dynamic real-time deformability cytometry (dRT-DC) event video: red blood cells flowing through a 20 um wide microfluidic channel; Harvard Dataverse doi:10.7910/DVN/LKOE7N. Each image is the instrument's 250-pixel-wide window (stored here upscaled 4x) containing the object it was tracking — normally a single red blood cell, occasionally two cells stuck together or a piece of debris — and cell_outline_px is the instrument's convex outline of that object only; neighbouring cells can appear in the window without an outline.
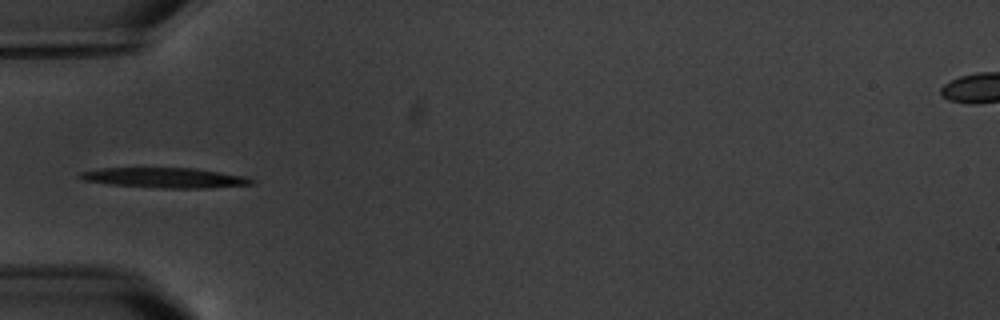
{"species": "common noctule bat (a hibernating species)", "species_latin": "Nyctalus noctula", "temperature_condition": "warm", "stored_images_in_passage": 8, "camera_frame_rate_fps": 3000, "um_per_image_px": 0.085, "animal": {"sex": "male", "body_mass_g": 20.1, "forearm_length_mm": 53.5}, "frame": {"image": 1, "passage_image": 6, "time_ms": 6.0, "image_size_px": [1000, 320], "cell_outline_px": [[256, 180], [252, 184], [212, 188], [160, 188], [108, 184], [84, 180], [76, 176], [80, 172], [100, 168], [196, 168], [244, 176]], "centroid_in_image_um": [14.01, 15.11], "position_along_channel_um": 71.0, "area_um2": 20.17}}
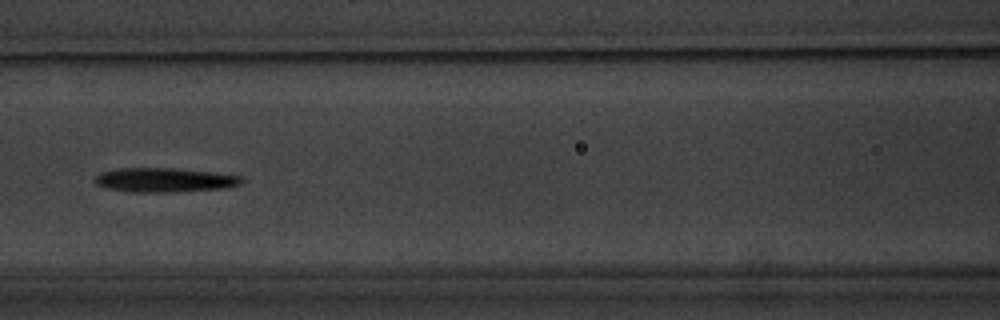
{"frame": {"image": 2, "passage_image": 8, "time_ms": 8.333, "image_size_px": [1000, 320], "cell_outline_px": [[244, 180], [240, 184], [224, 188], [172, 192], [132, 192], [104, 188], [96, 184], [96, 176], [100, 172], [120, 168], [172, 168], [212, 172], [244, 176]], "centroid_in_image_um": [13.99, 15.3], "position_along_channel_um": 152.6, "area_um2": 20.75}}